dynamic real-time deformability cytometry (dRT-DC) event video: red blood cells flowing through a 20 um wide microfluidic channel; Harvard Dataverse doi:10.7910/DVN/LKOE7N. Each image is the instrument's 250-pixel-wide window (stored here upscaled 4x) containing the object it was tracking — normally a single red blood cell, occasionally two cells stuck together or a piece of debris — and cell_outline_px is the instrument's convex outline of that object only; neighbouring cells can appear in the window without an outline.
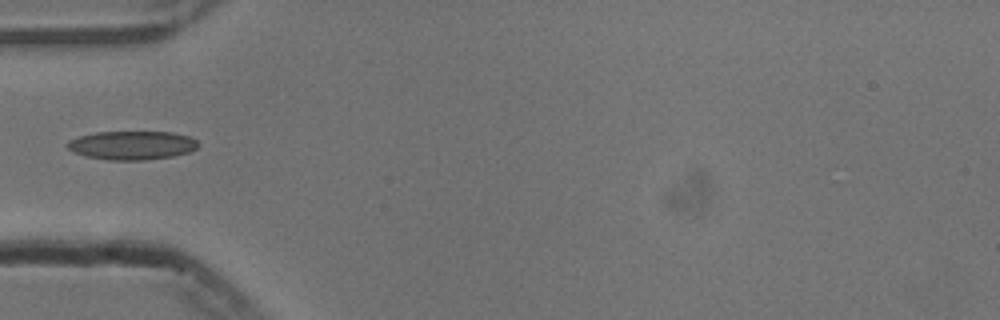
{"species": "common noctule bat (a hibernating species)", "species_latin": "Nyctalus noctula", "temperature_condition": "cold", "stored_images_in_passage": 16, "camera_frame_rate_fps": 3000, "um_per_image_px": 0.085, "animal": {"sex": "male", "body_mass_g": 13.3}, "frame": {"image": 1, "passage_image": 1, "time_ms": 0.0, "image_size_px": [1000, 320], "cell_outline_px": [[200, 144], [196, 148], [188, 152], [172, 156], [144, 160], [108, 160], [88, 156], [76, 152], [68, 148], [64, 144], [68, 140], [80, 136], [96, 132], [172, 132], [188, 136], [196, 140]], "centroid_in_image_um": [11.22, 12.34], "position_along_channel_um": 73.8, "area_um2": 21.73}}
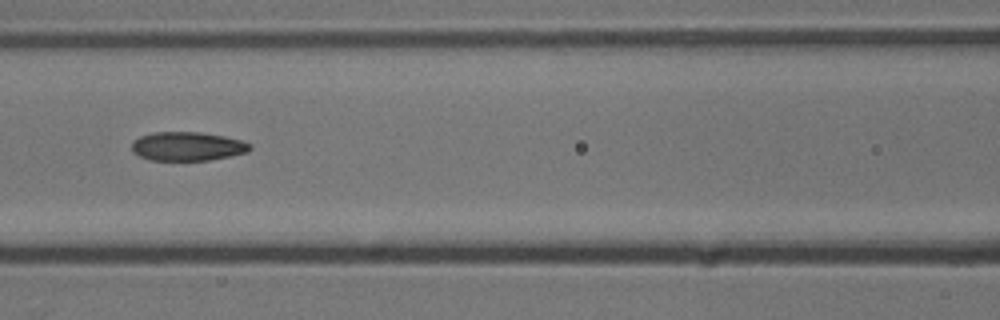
{"frame": {"image": 2, "passage_image": 7, "time_ms": 2.0, "image_size_px": [1000, 320], "cell_outline_px": [[252, 148], [248, 152], [208, 160], [148, 160], [132, 152], [132, 140], [140, 136], [152, 132], [200, 132], [224, 136], [244, 140], [252, 144]], "centroid_in_image_um": [15.93, 12.43], "position_along_channel_um": 150.7, "area_um2": 20.06}}
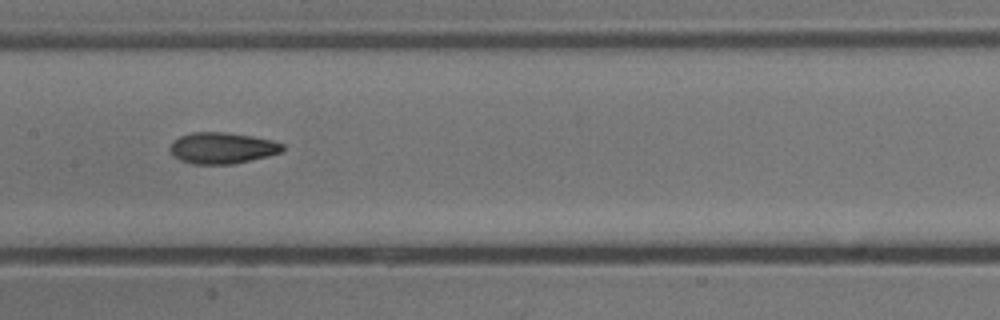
{"frame": {"image": 3, "passage_image": 10, "time_ms": 3.0, "image_size_px": [1000, 320], "cell_outline_px": [[284, 152], [268, 156], [232, 164], [192, 164], [180, 160], [168, 148], [172, 140], [180, 136], [192, 132], [224, 132], [252, 136], [272, 140], [284, 144]], "centroid_in_image_um": [18.89, 12.58], "position_along_channel_um": 188.5, "area_um2": 20.58}}